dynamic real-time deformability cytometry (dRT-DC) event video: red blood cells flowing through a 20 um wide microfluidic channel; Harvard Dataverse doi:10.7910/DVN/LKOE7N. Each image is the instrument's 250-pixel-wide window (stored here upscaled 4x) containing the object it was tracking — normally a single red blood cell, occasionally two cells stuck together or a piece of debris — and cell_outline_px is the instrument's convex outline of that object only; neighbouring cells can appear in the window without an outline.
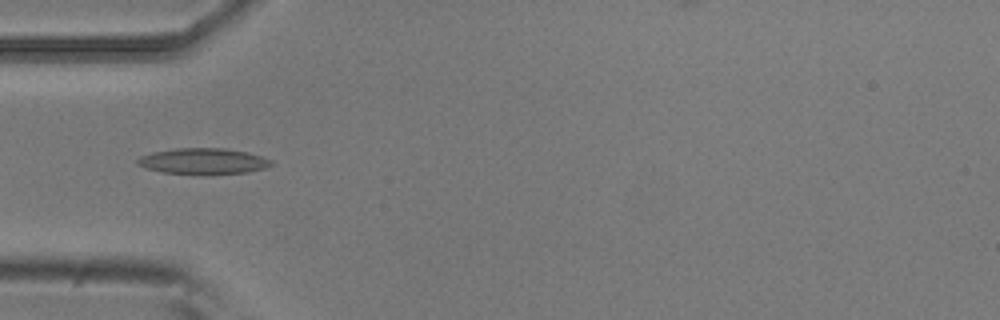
{"species": "common noctule bat (a hibernating species)", "species_latin": "Nyctalus noctula", "temperature_condition": "room temperature", "stored_images_in_passage": 6, "camera_frame_rate_fps": 3000, "um_per_image_px": 0.085, "animal": {"sex": "male", "body_mass_g": 20.5, "forearm_length_mm": 52.5}, "frame": {"image": 1, "passage_image": 3, "time_ms": 0.667, "image_size_px": [1000, 320], "cell_outline_px": [[272, 164], [264, 168], [248, 172], [164, 172], [148, 168], [136, 164], [136, 160], [140, 156], [152, 152], [176, 148], [224, 148], [248, 152], [264, 156], [272, 160]], "centroid_in_image_um": [17.29, 13.65], "position_along_channel_um": 67.7, "area_um2": 19.48}}
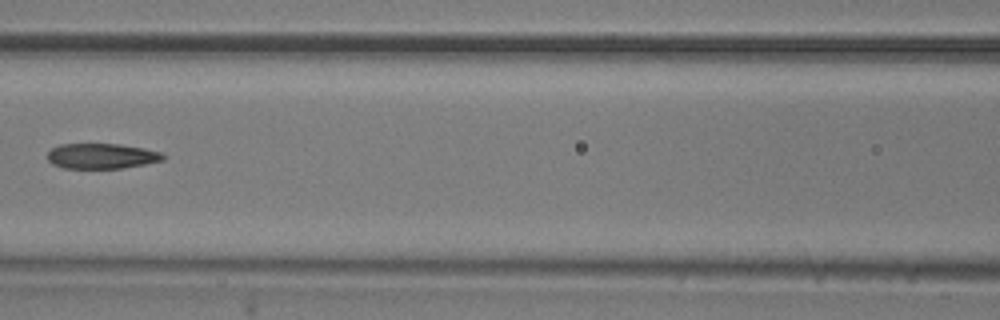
{"frame": {"image": 2, "passage_image": 5, "time_ms": 1.333, "image_size_px": [1000, 320], "cell_outline_px": [[164, 160], [144, 164], [120, 168], [64, 168], [52, 164], [48, 160], [48, 152], [52, 148], [60, 144], [120, 144], [144, 148], [160, 152], [164, 156]], "centroid_in_image_um": [8.62, 13.26], "position_along_channel_um": 158.0, "area_um2": 16.94}}
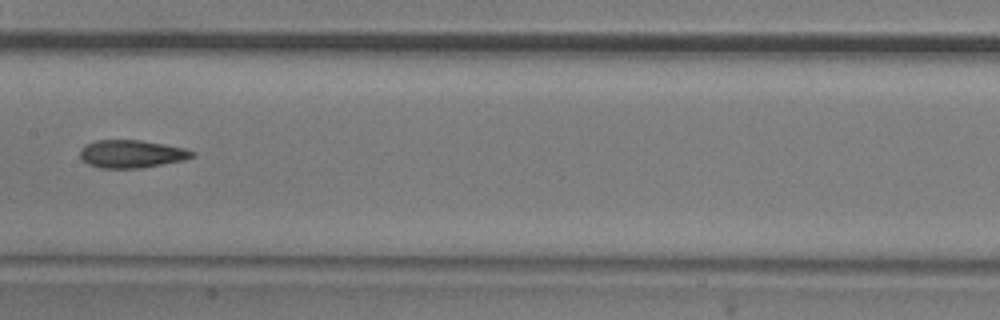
{"frame": {"image": 3, "passage_image": 6, "time_ms": 1.667, "image_size_px": [1000, 320], "cell_outline_px": [[196, 156], [184, 160], [140, 168], [100, 168], [88, 164], [80, 156], [80, 152], [88, 144], [96, 140], [140, 140], [164, 144], [184, 148], [196, 152]], "centroid_in_image_um": [11.23, 13.08], "position_along_channel_um": 196.2, "area_um2": 18.03}}